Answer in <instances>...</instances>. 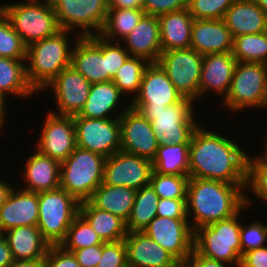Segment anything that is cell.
<instances>
[{"instance_id": "6da1fadb", "label": "cell", "mask_w": 267, "mask_h": 267, "mask_svg": "<svg viewBox=\"0 0 267 267\" xmlns=\"http://www.w3.org/2000/svg\"><path fill=\"white\" fill-rule=\"evenodd\" d=\"M202 125L195 129L190 141L189 178L246 185L248 152L230 137Z\"/></svg>"}, {"instance_id": "7a4b0ae2", "label": "cell", "mask_w": 267, "mask_h": 267, "mask_svg": "<svg viewBox=\"0 0 267 267\" xmlns=\"http://www.w3.org/2000/svg\"><path fill=\"white\" fill-rule=\"evenodd\" d=\"M245 186L218 180L189 178L186 206L188 221L192 220V229L236 215L245 206Z\"/></svg>"}, {"instance_id": "3957f363", "label": "cell", "mask_w": 267, "mask_h": 267, "mask_svg": "<svg viewBox=\"0 0 267 267\" xmlns=\"http://www.w3.org/2000/svg\"><path fill=\"white\" fill-rule=\"evenodd\" d=\"M70 33L74 32L61 29L55 35L34 42L27 47L26 77L29 85L37 94L44 92V88L63 69L71 66L73 49L71 45H74V41L78 38L72 39Z\"/></svg>"}, {"instance_id": "277c9868", "label": "cell", "mask_w": 267, "mask_h": 267, "mask_svg": "<svg viewBox=\"0 0 267 267\" xmlns=\"http://www.w3.org/2000/svg\"><path fill=\"white\" fill-rule=\"evenodd\" d=\"M250 205H245L231 218L220 220L194 230V249L201 255L219 262L240 267V215Z\"/></svg>"}, {"instance_id": "5b68a950", "label": "cell", "mask_w": 267, "mask_h": 267, "mask_svg": "<svg viewBox=\"0 0 267 267\" xmlns=\"http://www.w3.org/2000/svg\"><path fill=\"white\" fill-rule=\"evenodd\" d=\"M196 107L193 100L183 98L179 103L167 107L132 108L150 121L158 145H164L190 144L195 129L200 125L195 117Z\"/></svg>"}, {"instance_id": "8992f818", "label": "cell", "mask_w": 267, "mask_h": 267, "mask_svg": "<svg viewBox=\"0 0 267 267\" xmlns=\"http://www.w3.org/2000/svg\"><path fill=\"white\" fill-rule=\"evenodd\" d=\"M105 160L98 153L76 147L60 164V188L79 203L88 201L103 183Z\"/></svg>"}, {"instance_id": "52a82bcc", "label": "cell", "mask_w": 267, "mask_h": 267, "mask_svg": "<svg viewBox=\"0 0 267 267\" xmlns=\"http://www.w3.org/2000/svg\"><path fill=\"white\" fill-rule=\"evenodd\" d=\"M221 102L227 111L230 110L229 113L234 114L245 109H264L267 103V64L237 62L230 90Z\"/></svg>"}, {"instance_id": "ba28073f", "label": "cell", "mask_w": 267, "mask_h": 267, "mask_svg": "<svg viewBox=\"0 0 267 267\" xmlns=\"http://www.w3.org/2000/svg\"><path fill=\"white\" fill-rule=\"evenodd\" d=\"M0 8L27 47L61 30L51 2L25 3L20 1L2 4Z\"/></svg>"}, {"instance_id": "9c48e42d", "label": "cell", "mask_w": 267, "mask_h": 267, "mask_svg": "<svg viewBox=\"0 0 267 267\" xmlns=\"http://www.w3.org/2000/svg\"><path fill=\"white\" fill-rule=\"evenodd\" d=\"M37 227L50 245H59L79 214L80 203L62 188L39 192Z\"/></svg>"}, {"instance_id": "30bf717a", "label": "cell", "mask_w": 267, "mask_h": 267, "mask_svg": "<svg viewBox=\"0 0 267 267\" xmlns=\"http://www.w3.org/2000/svg\"><path fill=\"white\" fill-rule=\"evenodd\" d=\"M51 4L60 29L75 32V38L100 34L105 24L108 0H51Z\"/></svg>"}, {"instance_id": "8fae6325", "label": "cell", "mask_w": 267, "mask_h": 267, "mask_svg": "<svg viewBox=\"0 0 267 267\" xmlns=\"http://www.w3.org/2000/svg\"><path fill=\"white\" fill-rule=\"evenodd\" d=\"M202 61L203 55L190 47L164 51L157 63L167 73L176 90L196 103L199 100Z\"/></svg>"}, {"instance_id": "7c38bea8", "label": "cell", "mask_w": 267, "mask_h": 267, "mask_svg": "<svg viewBox=\"0 0 267 267\" xmlns=\"http://www.w3.org/2000/svg\"><path fill=\"white\" fill-rule=\"evenodd\" d=\"M77 147L105 158L121 151L119 118L95 119L73 117Z\"/></svg>"}, {"instance_id": "4fadbf2b", "label": "cell", "mask_w": 267, "mask_h": 267, "mask_svg": "<svg viewBox=\"0 0 267 267\" xmlns=\"http://www.w3.org/2000/svg\"><path fill=\"white\" fill-rule=\"evenodd\" d=\"M143 232L168 251L181 265L194 249V230L188 219L156 216Z\"/></svg>"}, {"instance_id": "5bb4252c", "label": "cell", "mask_w": 267, "mask_h": 267, "mask_svg": "<svg viewBox=\"0 0 267 267\" xmlns=\"http://www.w3.org/2000/svg\"><path fill=\"white\" fill-rule=\"evenodd\" d=\"M36 149L44 156L63 162L77 147L73 116L49 111L43 121Z\"/></svg>"}, {"instance_id": "9a60e30c", "label": "cell", "mask_w": 267, "mask_h": 267, "mask_svg": "<svg viewBox=\"0 0 267 267\" xmlns=\"http://www.w3.org/2000/svg\"><path fill=\"white\" fill-rule=\"evenodd\" d=\"M152 171V161L118 151L105 160L103 184L126 186L137 191L150 184Z\"/></svg>"}, {"instance_id": "2e32d148", "label": "cell", "mask_w": 267, "mask_h": 267, "mask_svg": "<svg viewBox=\"0 0 267 267\" xmlns=\"http://www.w3.org/2000/svg\"><path fill=\"white\" fill-rule=\"evenodd\" d=\"M52 90L57 105L52 113L75 116L83 109L87 101L91 83L72 66L63 69L45 88Z\"/></svg>"}, {"instance_id": "e0dca14e", "label": "cell", "mask_w": 267, "mask_h": 267, "mask_svg": "<svg viewBox=\"0 0 267 267\" xmlns=\"http://www.w3.org/2000/svg\"><path fill=\"white\" fill-rule=\"evenodd\" d=\"M119 120L121 151L152 161L159 145L150 121L132 107L125 110Z\"/></svg>"}, {"instance_id": "ac0fdd59", "label": "cell", "mask_w": 267, "mask_h": 267, "mask_svg": "<svg viewBox=\"0 0 267 267\" xmlns=\"http://www.w3.org/2000/svg\"><path fill=\"white\" fill-rule=\"evenodd\" d=\"M183 98L156 62L146 67L139 92L129 102L130 107H167L179 103Z\"/></svg>"}, {"instance_id": "d6986e66", "label": "cell", "mask_w": 267, "mask_h": 267, "mask_svg": "<svg viewBox=\"0 0 267 267\" xmlns=\"http://www.w3.org/2000/svg\"><path fill=\"white\" fill-rule=\"evenodd\" d=\"M71 66L91 84L108 82L106 57L102 53V36L79 37L73 45Z\"/></svg>"}, {"instance_id": "ffe728a7", "label": "cell", "mask_w": 267, "mask_h": 267, "mask_svg": "<svg viewBox=\"0 0 267 267\" xmlns=\"http://www.w3.org/2000/svg\"><path fill=\"white\" fill-rule=\"evenodd\" d=\"M236 64L232 52L203 55L199 100L209 92L224 99L230 90Z\"/></svg>"}, {"instance_id": "44dd1931", "label": "cell", "mask_w": 267, "mask_h": 267, "mask_svg": "<svg viewBox=\"0 0 267 267\" xmlns=\"http://www.w3.org/2000/svg\"><path fill=\"white\" fill-rule=\"evenodd\" d=\"M14 188L0 207V233L18 226H37L39 219L38 193Z\"/></svg>"}, {"instance_id": "7402d4cb", "label": "cell", "mask_w": 267, "mask_h": 267, "mask_svg": "<svg viewBox=\"0 0 267 267\" xmlns=\"http://www.w3.org/2000/svg\"><path fill=\"white\" fill-rule=\"evenodd\" d=\"M128 267H182L157 242L142 232H128L125 237Z\"/></svg>"}, {"instance_id": "603a6c76", "label": "cell", "mask_w": 267, "mask_h": 267, "mask_svg": "<svg viewBox=\"0 0 267 267\" xmlns=\"http://www.w3.org/2000/svg\"><path fill=\"white\" fill-rule=\"evenodd\" d=\"M190 47L201 55L232 52L233 37L223 19H194Z\"/></svg>"}, {"instance_id": "cb8c5ba5", "label": "cell", "mask_w": 267, "mask_h": 267, "mask_svg": "<svg viewBox=\"0 0 267 267\" xmlns=\"http://www.w3.org/2000/svg\"><path fill=\"white\" fill-rule=\"evenodd\" d=\"M121 43L130 56L140 57L156 63L161 55L158 17L144 14L139 23Z\"/></svg>"}, {"instance_id": "d4e9b609", "label": "cell", "mask_w": 267, "mask_h": 267, "mask_svg": "<svg viewBox=\"0 0 267 267\" xmlns=\"http://www.w3.org/2000/svg\"><path fill=\"white\" fill-rule=\"evenodd\" d=\"M23 166V190L29 192H45L60 188V162L44 156L36 149L28 156Z\"/></svg>"}, {"instance_id": "484cf974", "label": "cell", "mask_w": 267, "mask_h": 267, "mask_svg": "<svg viewBox=\"0 0 267 267\" xmlns=\"http://www.w3.org/2000/svg\"><path fill=\"white\" fill-rule=\"evenodd\" d=\"M122 97L124 98L125 96L112 81L93 83L91 84V89L83 109L78 115L73 117L95 119L119 118L130 107V102L128 101L121 112L117 111L118 108V110H121L120 107L123 105L120 103L122 101L121 99H123ZM117 112L119 113L117 114ZM110 115L117 116L111 117Z\"/></svg>"}, {"instance_id": "4316f807", "label": "cell", "mask_w": 267, "mask_h": 267, "mask_svg": "<svg viewBox=\"0 0 267 267\" xmlns=\"http://www.w3.org/2000/svg\"><path fill=\"white\" fill-rule=\"evenodd\" d=\"M2 236L17 261H44L51 246L37 226L14 227L2 233Z\"/></svg>"}, {"instance_id": "83f0119b", "label": "cell", "mask_w": 267, "mask_h": 267, "mask_svg": "<svg viewBox=\"0 0 267 267\" xmlns=\"http://www.w3.org/2000/svg\"><path fill=\"white\" fill-rule=\"evenodd\" d=\"M223 20L233 39L267 31V14L253 0H235Z\"/></svg>"}, {"instance_id": "f1b7e54d", "label": "cell", "mask_w": 267, "mask_h": 267, "mask_svg": "<svg viewBox=\"0 0 267 267\" xmlns=\"http://www.w3.org/2000/svg\"><path fill=\"white\" fill-rule=\"evenodd\" d=\"M158 21L162 52L190 48L194 19L187 8L160 15Z\"/></svg>"}, {"instance_id": "f546056e", "label": "cell", "mask_w": 267, "mask_h": 267, "mask_svg": "<svg viewBox=\"0 0 267 267\" xmlns=\"http://www.w3.org/2000/svg\"><path fill=\"white\" fill-rule=\"evenodd\" d=\"M136 190L126 186L101 184L88 200L94 207L119 216L125 222L134 205Z\"/></svg>"}, {"instance_id": "4dcf8cb0", "label": "cell", "mask_w": 267, "mask_h": 267, "mask_svg": "<svg viewBox=\"0 0 267 267\" xmlns=\"http://www.w3.org/2000/svg\"><path fill=\"white\" fill-rule=\"evenodd\" d=\"M79 214L89 223L103 242L125 240L128 233L126 222L119 216L98 209L89 201L80 203Z\"/></svg>"}, {"instance_id": "1f68e13d", "label": "cell", "mask_w": 267, "mask_h": 267, "mask_svg": "<svg viewBox=\"0 0 267 267\" xmlns=\"http://www.w3.org/2000/svg\"><path fill=\"white\" fill-rule=\"evenodd\" d=\"M25 64V60L0 57V94L5 99L10 95L29 99L37 94L27 81Z\"/></svg>"}, {"instance_id": "d6a6232c", "label": "cell", "mask_w": 267, "mask_h": 267, "mask_svg": "<svg viewBox=\"0 0 267 267\" xmlns=\"http://www.w3.org/2000/svg\"><path fill=\"white\" fill-rule=\"evenodd\" d=\"M190 144L159 145L152 160L153 171L160 174L189 176Z\"/></svg>"}, {"instance_id": "836d02e7", "label": "cell", "mask_w": 267, "mask_h": 267, "mask_svg": "<svg viewBox=\"0 0 267 267\" xmlns=\"http://www.w3.org/2000/svg\"><path fill=\"white\" fill-rule=\"evenodd\" d=\"M159 199L150 184L136 191L134 205L126 222L127 232H142L148 226L157 216Z\"/></svg>"}, {"instance_id": "e575fe53", "label": "cell", "mask_w": 267, "mask_h": 267, "mask_svg": "<svg viewBox=\"0 0 267 267\" xmlns=\"http://www.w3.org/2000/svg\"><path fill=\"white\" fill-rule=\"evenodd\" d=\"M143 9L108 8L100 36L109 41L121 42L139 23Z\"/></svg>"}, {"instance_id": "d590c367", "label": "cell", "mask_w": 267, "mask_h": 267, "mask_svg": "<svg viewBox=\"0 0 267 267\" xmlns=\"http://www.w3.org/2000/svg\"><path fill=\"white\" fill-rule=\"evenodd\" d=\"M232 55L237 62L267 64V31L235 37Z\"/></svg>"}, {"instance_id": "8d00e7d4", "label": "cell", "mask_w": 267, "mask_h": 267, "mask_svg": "<svg viewBox=\"0 0 267 267\" xmlns=\"http://www.w3.org/2000/svg\"><path fill=\"white\" fill-rule=\"evenodd\" d=\"M149 64L144 58L129 56L111 81L124 96L132 95L133 100L139 92L144 71Z\"/></svg>"}, {"instance_id": "74e56055", "label": "cell", "mask_w": 267, "mask_h": 267, "mask_svg": "<svg viewBox=\"0 0 267 267\" xmlns=\"http://www.w3.org/2000/svg\"><path fill=\"white\" fill-rule=\"evenodd\" d=\"M248 155L246 186L244 190L245 205L251 206V203H253V199L247 196V191H251L260 201L267 203V154H258L259 156L256 155V157Z\"/></svg>"}, {"instance_id": "f35d334b", "label": "cell", "mask_w": 267, "mask_h": 267, "mask_svg": "<svg viewBox=\"0 0 267 267\" xmlns=\"http://www.w3.org/2000/svg\"><path fill=\"white\" fill-rule=\"evenodd\" d=\"M104 242L89 225V223L78 214L67 230L65 239L59 244L65 251L73 252L78 249L103 244Z\"/></svg>"}, {"instance_id": "ab89813d", "label": "cell", "mask_w": 267, "mask_h": 267, "mask_svg": "<svg viewBox=\"0 0 267 267\" xmlns=\"http://www.w3.org/2000/svg\"><path fill=\"white\" fill-rule=\"evenodd\" d=\"M27 46L0 8V57L26 60Z\"/></svg>"}, {"instance_id": "60d3db41", "label": "cell", "mask_w": 267, "mask_h": 267, "mask_svg": "<svg viewBox=\"0 0 267 267\" xmlns=\"http://www.w3.org/2000/svg\"><path fill=\"white\" fill-rule=\"evenodd\" d=\"M189 176L167 175L152 171L150 185L159 198L186 199Z\"/></svg>"}, {"instance_id": "b9f144b4", "label": "cell", "mask_w": 267, "mask_h": 267, "mask_svg": "<svg viewBox=\"0 0 267 267\" xmlns=\"http://www.w3.org/2000/svg\"><path fill=\"white\" fill-rule=\"evenodd\" d=\"M235 0H188L193 19H223Z\"/></svg>"}, {"instance_id": "7bdbcfd3", "label": "cell", "mask_w": 267, "mask_h": 267, "mask_svg": "<svg viewBox=\"0 0 267 267\" xmlns=\"http://www.w3.org/2000/svg\"><path fill=\"white\" fill-rule=\"evenodd\" d=\"M240 229L241 257L248 251L267 246V226L260 221L242 225ZM266 244V245H265Z\"/></svg>"}, {"instance_id": "ee69618b", "label": "cell", "mask_w": 267, "mask_h": 267, "mask_svg": "<svg viewBox=\"0 0 267 267\" xmlns=\"http://www.w3.org/2000/svg\"><path fill=\"white\" fill-rule=\"evenodd\" d=\"M102 53L104 57H106L108 81H111L118 69L124 64L130 54L121 42L109 41L103 37Z\"/></svg>"}, {"instance_id": "f6af8a7d", "label": "cell", "mask_w": 267, "mask_h": 267, "mask_svg": "<svg viewBox=\"0 0 267 267\" xmlns=\"http://www.w3.org/2000/svg\"><path fill=\"white\" fill-rule=\"evenodd\" d=\"M96 267H128L124 240L104 242L101 260Z\"/></svg>"}, {"instance_id": "bcb514c9", "label": "cell", "mask_w": 267, "mask_h": 267, "mask_svg": "<svg viewBox=\"0 0 267 267\" xmlns=\"http://www.w3.org/2000/svg\"><path fill=\"white\" fill-rule=\"evenodd\" d=\"M188 0H143L142 9L145 14L159 17L187 8Z\"/></svg>"}, {"instance_id": "7dc6e473", "label": "cell", "mask_w": 267, "mask_h": 267, "mask_svg": "<svg viewBox=\"0 0 267 267\" xmlns=\"http://www.w3.org/2000/svg\"><path fill=\"white\" fill-rule=\"evenodd\" d=\"M44 267H81L73 253L59 245H51L44 259Z\"/></svg>"}, {"instance_id": "c3c4849f", "label": "cell", "mask_w": 267, "mask_h": 267, "mask_svg": "<svg viewBox=\"0 0 267 267\" xmlns=\"http://www.w3.org/2000/svg\"><path fill=\"white\" fill-rule=\"evenodd\" d=\"M157 216L173 219H188L186 199L160 198L157 206Z\"/></svg>"}, {"instance_id": "681fc988", "label": "cell", "mask_w": 267, "mask_h": 267, "mask_svg": "<svg viewBox=\"0 0 267 267\" xmlns=\"http://www.w3.org/2000/svg\"><path fill=\"white\" fill-rule=\"evenodd\" d=\"M81 267H96L102 256V244L72 252Z\"/></svg>"}, {"instance_id": "f907efd6", "label": "cell", "mask_w": 267, "mask_h": 267, "mask_svg": "<svg viewBox=\"0 0 267 267\" xmlns=\"http://www.w3.org/2000/svg\"><path fill=\"white\" fill-rule=\"evenodd\" d=\"M240 267H267V246L246 252Z\"/></svg>"}, {"instance_id": "816d5d0a", "label": "cell", "mask_w": 267, "mask_h": 267, "mask_svg": "<svg viewBox=\"0 0 267 267\" xmlns=\"http://www.w3.org/2000/svg\"><path fill=\"white\" fill-rule=\"evenodd\" d=\"M234 267L217 260L205 257L199 254L195 249L192 250L191 255L186 259L182 267Z\"/></svg>"}, {"instance_id": "f5cc1de1", "label": "cell", "mask_w": 267, "mask_h": 267, "mask_svg": "<svg viewBox=\"0 0 267 267\" xmlns=\"http://www.w3.org/2000/svg\"><path fill=\"white\" fill-rule=\"evenodd\" d=\"M14 258L12 256L10 247L5 238L0 236V267H8Z\"/></svg>"}, {"instance_id": "db71d44e", "label": "cell", "mask_w": 267, "mask_h": 267, "mask_svg": "<svg viewBox=\"0 0 267 267\" xmlns=\"http://www.w3.org/2000/svg\"><path fill=\"white\" fill-rule=\"evenodd\" d=\"M143 0H108V8L142 9Z\"/></svg>"}, {"instance_id": "11a10c76", "label": "cell", "mask_w": 267, "mask_h": 267, "mask_svg": "<svg viewBox=\"0 0 267 267\" xmlns=\"http://www.w3.org/2000/svg\"><path fill=\"white\" fill-rule=\"evenodd\" d=\"M5 179L0 178V207L5 203L8 195L15 185L13 183H7Z\"/></svg>"}, {"instance_id": "9f6ffc18", "label": "cell", "mask_w": 267, "mask_h": 267, "mask_svg": "<svg viewBox=\"0 0 267 267\" xmlns=\"http://www.w3.org/2000/svg\"><path fill=\"white\" fill-rule=\"evenodd\" d=\"M7 99H5L1 94H0V135L2 134V131L4 132V127H6V116L7 112H6V108H7V103H6ZM4 126V127H3Z\"/></svg>"}, {"instance_id": "6f0895ef", "label": "cell", "mask_w": 267, "mask_h": 267, "mask_svg": "<svg viewBox=\"0 0 267 267\" xmlns=\"http://www.w3.org/2000/svg\"><path fill=\"white\" fill-rule=\"evenodd\" d=\"M8 267H44V261H17V260H14Z\"/></svg>"}, {"instance_id": "680465c9", "label": "cell", "mask_w": 267, "mask_h": 267, "mask_svg": "<svg viewBox=\"0 0 267 267\" xmlns=\"http://www.w3.org/2000/svg\"><path fill=\"white\" fill-rule=\"evenodd\" d=\"M267 14V0H253Z\"/></svg>"}, {"instance_id": "91938a15", "label": "cell", "mask_w": 267, "mask_h": 267, "mask_svg": "<svg viewBox=\"0 0 267 267\" xmlns=\"http://www.w3.org/2000/svg\"><path fill=\"white\" fill-rule=\"evenodd\" d=\"M51 2V0H26L25 3H45Z\"/></svg>"}, {"instance_id": "94428289", "label": "cell", "mask_w": 267, "mask_h": 267, "mask_svg": "<svg viewBox=\"0 0 267 267\" xmlns=\"http://www.w3.org/2000/svg\"><path fill=\"white\" fill-rule=\"evenodd\" d=\"M265 108L267 109V103H266V105L264 106V110H265ZM265 135H267V132H266V134ZM266 138H265V145H264V149H263V151L262 152H260V153H265V154H267V136H265Z\"/></svg>"}]
</instances>
